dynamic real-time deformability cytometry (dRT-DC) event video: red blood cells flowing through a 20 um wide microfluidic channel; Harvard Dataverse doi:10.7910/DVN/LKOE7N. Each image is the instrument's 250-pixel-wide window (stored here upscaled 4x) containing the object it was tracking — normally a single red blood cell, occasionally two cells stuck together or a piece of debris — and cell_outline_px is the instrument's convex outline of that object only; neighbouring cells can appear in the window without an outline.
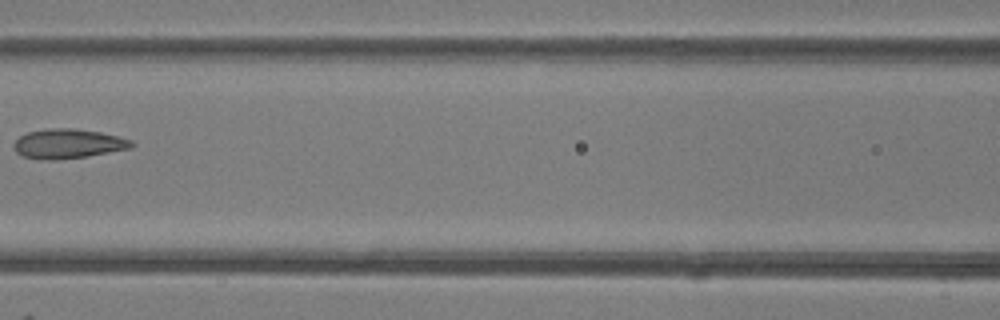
{"species": "common noctule bat (a hibernating species)", "species_latin": "Nyctalus noctula", "temperature_condition": "room temperature", "stored_images_in_passage": 7, "camera_frame_rate_fps": 3000, "um_per_image_px": 0.085, "animal": {"sex": "female"}, "frame": {"image": 1, "passage_image": 7, "time_ms": 7.0, "image_size_px": [1000, 320], "cell_outline_px": [[136, 144], [132, 148], [88, 156], [56, 160], [40, 160], [20, 156], [12, 148], [12, 144], [20, 136], [28, 132], [48, 128], [72, 128], [100, 132], [132, 140]], "centroid_in_image_um": [5.75, 12.23], "position_along_channel_um": 160.8, "area_um2": 20.52}}